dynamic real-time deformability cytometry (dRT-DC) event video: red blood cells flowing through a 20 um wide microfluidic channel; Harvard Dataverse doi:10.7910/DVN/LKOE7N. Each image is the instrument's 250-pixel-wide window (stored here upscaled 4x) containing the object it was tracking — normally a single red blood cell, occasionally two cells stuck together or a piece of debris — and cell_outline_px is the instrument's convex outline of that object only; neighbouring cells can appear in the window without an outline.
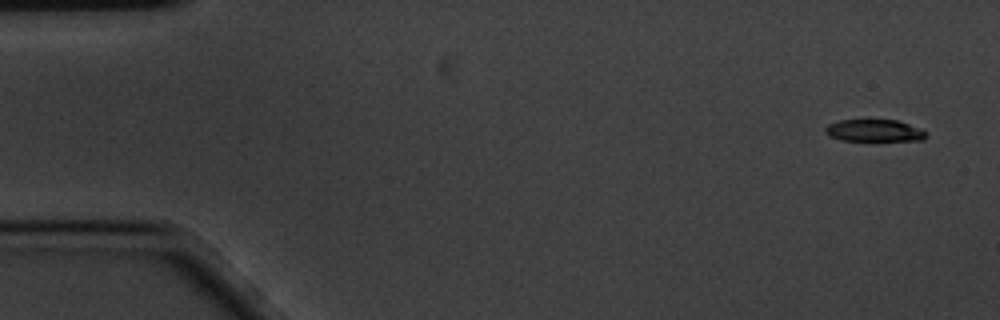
{"species": "common noctule bat (a hibernating species)", "species_latin": "Nyctalus noctula", "temperature_condition": "cold", "stored_images_in_passage": 6, "camera_frame_rate_fps": 3000, "um_per_image_px": 0.085, "animal": {"sex": "male", "body_mass_g": 20.1, "forearm_length_mm": 53.5}, "frame": {"image": 1, "passage_image": 1, "time_ms": 0.0, "image_size_px": [1000, 320], "cell_outline_px": [[928, 136], [924, 140], [840, 140], [824, 132], [824, 128], [828, 124], [840, 120], [896, 120], [920, 128]], "centroid_in_image_um": [74.3, 11.09], "position_along_channel_um": 10.7, "area_um2": 12.77}}